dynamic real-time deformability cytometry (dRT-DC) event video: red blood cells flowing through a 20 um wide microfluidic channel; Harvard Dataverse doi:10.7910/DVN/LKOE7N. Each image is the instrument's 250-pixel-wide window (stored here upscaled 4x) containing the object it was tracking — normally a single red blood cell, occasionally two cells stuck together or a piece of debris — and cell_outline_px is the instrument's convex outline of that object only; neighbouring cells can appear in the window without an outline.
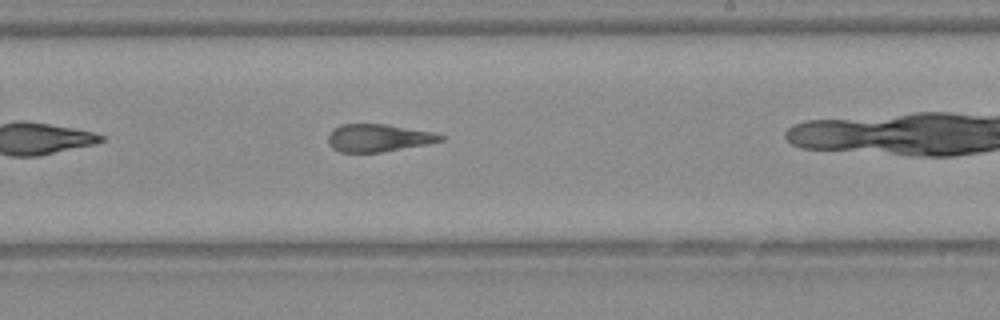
{"species": "Egyptian fruit bat (a non-hibernating species)", "species_latin": "Rousettus aegyptiacus", "temperature_condition": "warm", "stored_images_in_passage": 24, "camera_frame_rate_fps": 3000, "um_per_image_px": 0.085, "animal": {"sex": "female"}, "frame": {"image": 1, "passage_image": 14, "time_ms": 4.333, "image_size_px": [1000, 320], "cell_outline_px": [[444, 140], [424, 144], [380, 152], [340, 152], [332, 148], [328, 144], [328, 136], [340, 124], [384, 124], [436, 132], [444, 136]], "centroid_in_image_um": [32.16, 11.71], "position_along_channel_um": 256.8, "area_um2": 17.86}}
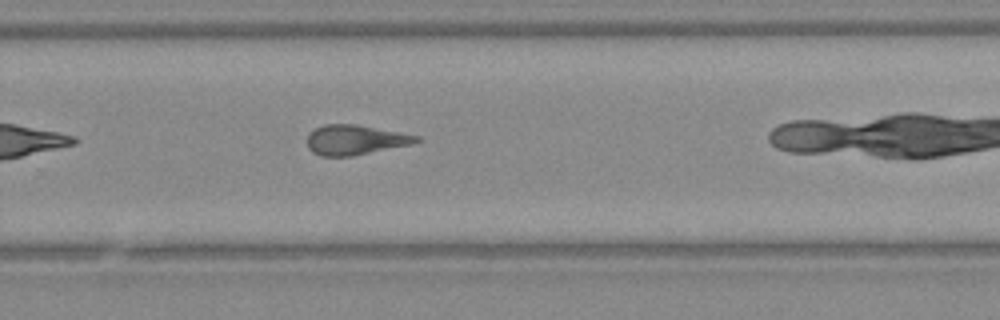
{"frame": {"image": 2, "passage_image": 17, "time_ms": 5.333, "image_size_px": [1000, 320], "cell_outline_px": [[420, 140], [412, 144], [352, 156], [320, 156], [312, 152], [308, 148], [308, 132], [324, 124], [356, 124], [420, 136]], "centroid_in_image_um": [30.17, 11.89], "position_along_channel_um": 299.6, "area_um2": 18.96}}